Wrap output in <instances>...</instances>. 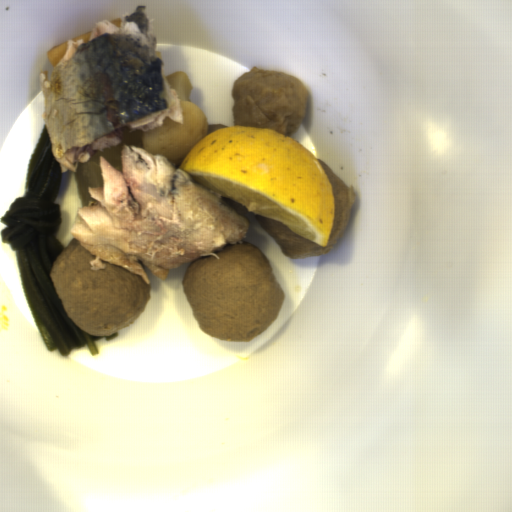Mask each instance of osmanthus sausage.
<instances>
[{
	"mask_svg": "<svg viewBox=\"0 0 512 512\" xmlns=\"http://www.w3.org/2000/svg\"><path fill=\"white\" fill-rule=\"evenodd\" d=\"M165 79L178 96L183 124L166 116L161 127L143 131L141 144L152 155H165L175 167L207 136L208 124L202 106L189 100L192 81L188 75L176 72Z\"/></svg>",
	"mask_w": 512,
	"mask_h": 512,
	"instance_id": "osmanthus-sausage-1",
	"label": "osmanthus sausage"
}]
</instances>
